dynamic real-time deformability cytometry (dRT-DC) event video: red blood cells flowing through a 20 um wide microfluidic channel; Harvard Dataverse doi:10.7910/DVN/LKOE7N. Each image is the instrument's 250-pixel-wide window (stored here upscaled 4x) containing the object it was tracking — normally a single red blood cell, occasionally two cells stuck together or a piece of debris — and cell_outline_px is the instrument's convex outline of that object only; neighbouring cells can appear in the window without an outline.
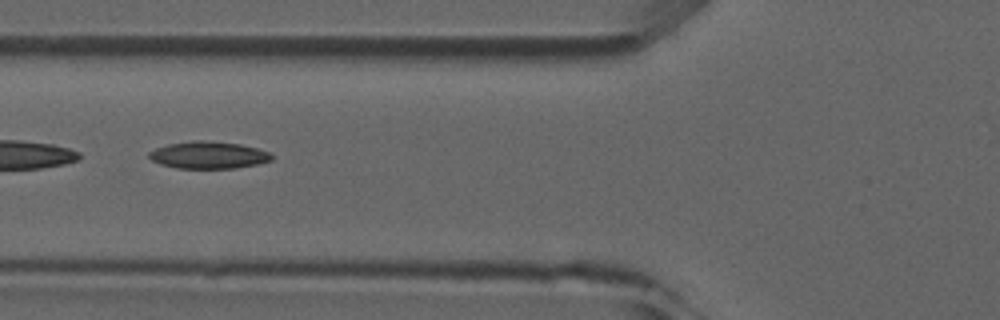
{"species": "common noctule bat (a hibernating species)", "species_latin": "Nyctalus noctula", "temperature_condition": "room temperature", "stored_images_in_passage": 8, "camera_frame_rate_fps": 3000, "um_per_image_px": 0.085, "animal": {"sex": "male", "forearm_length_mm": 52.5}, "frame": {"image": 1, "passage_image": 6, "time_ms": 6.0, "image_size_px": [1000, 320], "cell_outline_px": [[272, 160], [256, 164], [236, 168], [176, 168], [160, 164], [152, 160], [148, 156], [148, 152], [156, 148], [168, 144], [192, 140], [200, 140], [240, 144], [256, 148], [268, 152], [272, 156]], "centroid_in_image_um": [17.68, 13.18], "position_along_channel_um": 108.1, "area_um2": 19.25}}
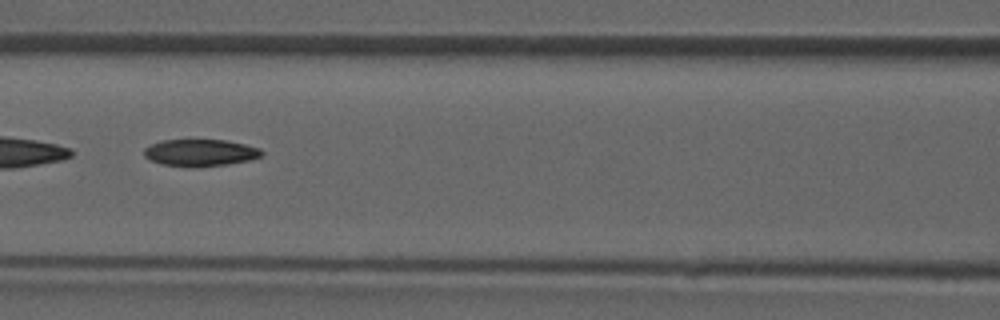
{"frame": {"image": 2, "passage_image": 7, "time_ms": 7.0, "image_size_px": [1000, 320], "cell_outline_px": [[264, 156], [248, 160], [228, 164], [160, 164], [144, 156], [144, 148], [160, 140], [224, 140], [244, 144], [260, 148], [264, 152]], "centroid_in_image_um": [17.06, 12.93], "position_along_channel_um": 149.5, "area_um2": 17.63}}